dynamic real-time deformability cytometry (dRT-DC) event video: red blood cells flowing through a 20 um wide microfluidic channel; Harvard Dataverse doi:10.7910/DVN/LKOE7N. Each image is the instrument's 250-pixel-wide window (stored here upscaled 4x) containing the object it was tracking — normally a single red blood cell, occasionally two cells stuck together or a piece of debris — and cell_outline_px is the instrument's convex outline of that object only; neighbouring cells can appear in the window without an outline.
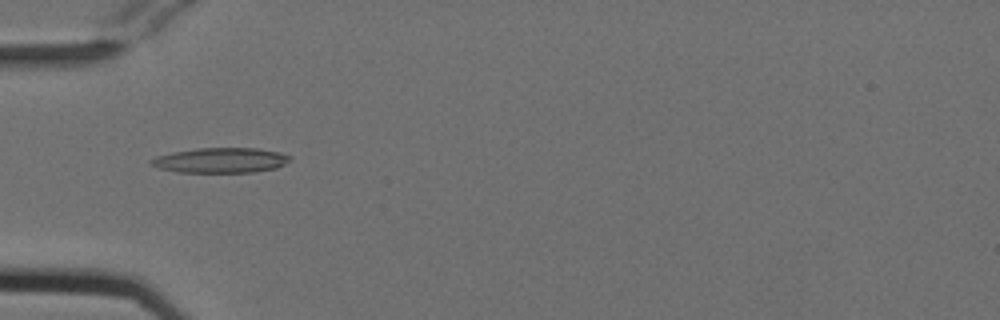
{"species": "Egyptian fruit bat (a non-hibernating species)", "species_latin": "Rousettus aegyptiacus", "temperature_condition": "cold", "stored_images_in_passage": 42, "camera_frame_rate_fps": 3000, "um_per_image_px": 0.085, "animal": {"sex": "female"}, "frame": {"image": 1, "passage_image": 6, "time_ms": 1.667, "image_size_px": [1000, 320], "cell_outline_px": [[292, 160], [276, 168], [252, 172], [176, 172], [156, 168], [148, 164], [148, 160], [156, 156], [172, 152], [196, 148], [256, 148], [280, 152], [292, 156]], "centroid_in_image_um": [18.71, 13.62], "position_along_channel_um": 66.3, "area_um2": 20.58}}
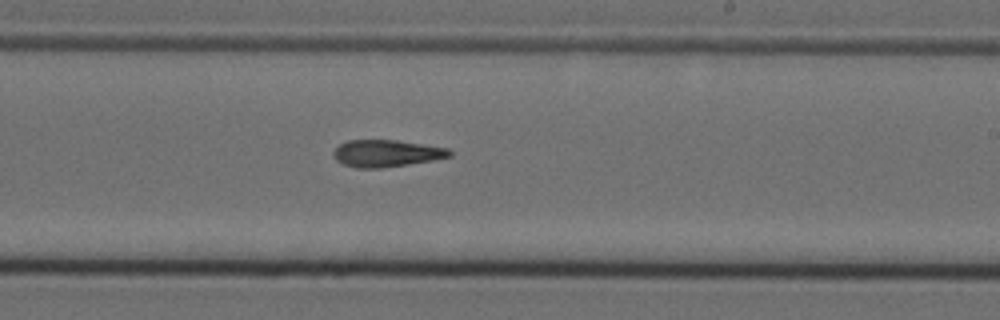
{"frame": {"image": 2, "passage_image": 21, "time_ms": 6.667, "image_size_px": [1000, 320], "cell_outline_px": [[452, 156], [432, 160], [408, 164], [380, 168], [356, 168], [344, 164], [336, 160], [332, 156], [332, 152], [340, 144], [348, 140], [396, 140], [448, 148], [452, 152]], "centroid_in_image_um": [32.82, 13.03], "position_along_channel_um": 256.2, "area_um2": 18.21}}
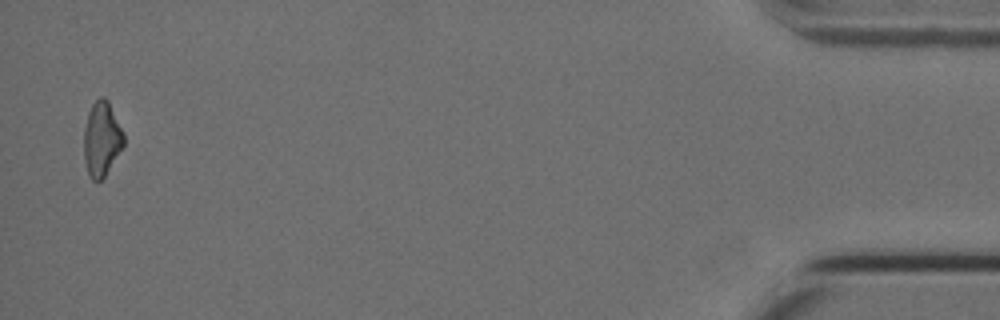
{"frame": {"image": 3, "passage_image": 41, "time_ms": 13.333, "image_size_px": [1000, 320], "cell_outline_px": [[124, 144], [104, 176], [100, 180], [92, 180], [88, 176], [84, 160], [84, 128], [88, 112], [92, 104], [100, 96], [104, 96], [108, 100], [124, 132]], "centroid_in_image_um": [8.63, 11.78], "position_along_channel_um": 426.6, "area_um2": 17.28}}